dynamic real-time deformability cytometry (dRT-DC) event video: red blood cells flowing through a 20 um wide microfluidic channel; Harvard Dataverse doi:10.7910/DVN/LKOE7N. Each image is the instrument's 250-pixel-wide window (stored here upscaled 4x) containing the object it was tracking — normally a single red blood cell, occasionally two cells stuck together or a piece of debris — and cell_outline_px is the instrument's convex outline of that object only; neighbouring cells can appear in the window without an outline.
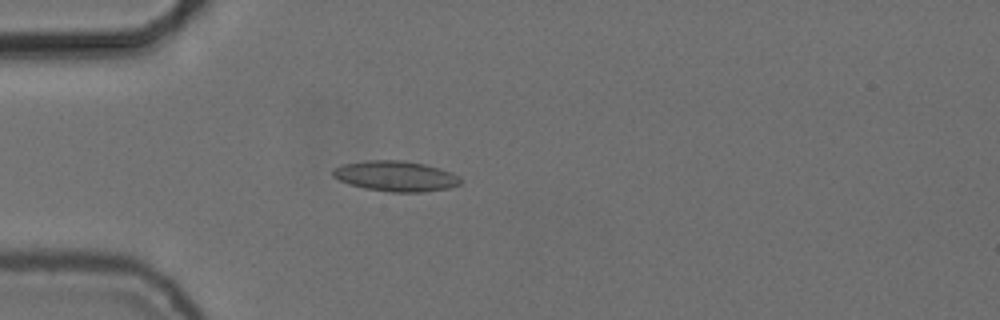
{"species": "common noctule bat (a hibernating species)", "species_latin": "Nyctalus noctula", "temperature_condition": "cold", "stored_images_in_passage": 54, "camera_frame_rate_fps": 3000, "um_per_image_px": 0.085, "animal": {"sex": "female", "body_mass_g": 24.6, "forearm_length_mm": 56.2}, "frame": {"image": 1, "passage_image": 15, "time_ms": 4.667, "image_size_px": [1000, 320], "cell_outline_px": [[460, 184], [448, 188], [424, 192], [392, 192], [364, 188], [340, 180], [332, 176], [332, 168], [344, 164], [368, 160], [404, 160], [424, 164], [440, 168], [452, 172], [460, 180]], "centroid_in_image_um": [33.62, 14.96], "position_along_channel_um": 51.4, "area_um2": 22.48}}
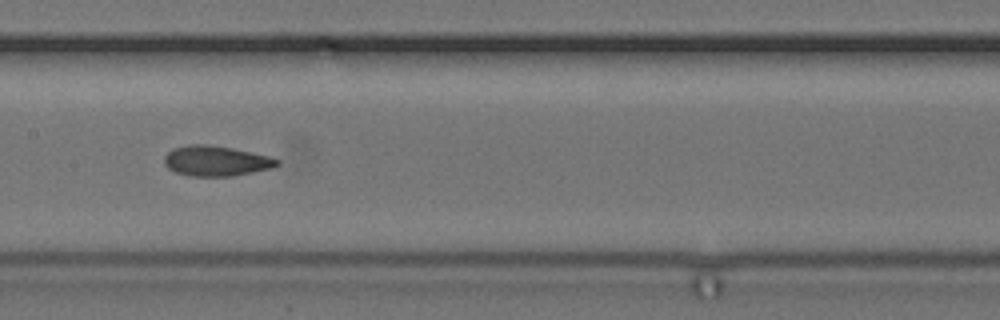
{"frame": {"image": 2, "passage_image": 27, "time_ms": 8.667, "image_size_px": [1000, 320], "cell_outline_px": [[280, 164], [272, 168], [232, 176], [188, 176], [176, 172], [168, 168], [164, 164], [164, 156], [172, 148], [188, 144], [204, 144], [232, 148], [268, 156], [280, 160]], "centroid_in_image_um": [18.33, 13.68], "position_along_channel_um": 189.1, "area_um2": 19.88}}
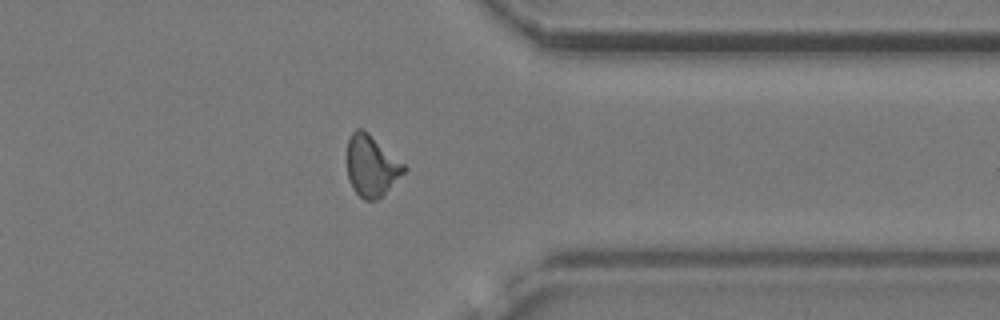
{"frame": {"image": 3, "passage_image": 43, "time_ms": 14.0, "image_size_px": [1000, 320], "cell_outline_px": [[408, 168], [376, 200], [364, 200], [352, 188], [348, 176], [348, 140], [352, 132], [356, 128], [364, 128], [404, 164]], "centroid_in_image_um": [31.56, 14.06], "position_along_channel_um": 379.8, "area_um2": 19.88}, "authors_computed_cell_mechanics": {"area_um2": 19.7676, "velocity_mm_per_s": 3.7249, "shape_relaxation_time_tau1_ms": null, "shape_relaxation_time_tau2_ms": 2.3193, "deformation_change_tau1": null, "deformation_change_tau2": 0.0894}}